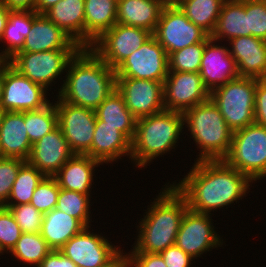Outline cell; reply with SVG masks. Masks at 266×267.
Listing matches in <instances>:
<instances>
[{
  "mask_svg": "<svg viewBox=\"0 0 266 267\" xmlns=\"http://www.w3.org/2000/svg\"><path fill=\"white\" fill-rule=\"evenodd\" d=\"M252 180L224 160H197L175 189L186 199L188 209L209 214L246 195Z\"/></svg>",
  "mask_w": 266,
  "mask_h": 267,
  "instance_id": "1",
  "label": "cell"
},
{
  "mask_svg": "<svg viewBox=\"0 0 266 267\" xmlns=\"http://www.w3.org/2000/svg\"><path fill=\"white\" fill-rule=\"evenodd\" d=\"M101 162L87 155L74 154L54 175L59 188L90 195L94 167Z\"/></svg>",
  "mask_w": 266,
  "mask_h": 267,
  "instance_id": "24",
  "label": "cell"
},
{
  "mask_svg": "<svg viewBox=\"0 0 266 267\" xmlns=\"http://www.w3.org/2000/svg\"><path fill=\"white\" fill-rule=\"evenodd\" d=\"M39 267H77V265L59 250H52L42 260Z\"/></svg>",
  "mask_w": 266,
  "mask_h": 267,
  "instance_id": "46",
  "label": "cell"
},
{
  "mask_svg": "<svg viewBox=\"0 0 266 267\" xmlns=\"http://www.w3.org/2000/svg\"><path fill=\"white\" fill-rule=\"evenodd\" d=\"M241 36H251V31H248L246 0H226L210 37L218 41L224 37L231 40Z\"/></svg>",
  "mask_w": 266,
  "mask_h": 267,
  "instance_id": "30",
  "label": "cell"
},
{
  "mask_svg": "<svg viewBox=\"0 0 266 267\" xmlns=\"http://www.w3.org/2000/svg\"><path fill=\"white\" fill-rule=\"evenodd\" d=\"M163 7H179L185 0H158Z\"/></svg>",
  "mask_w": 266,
  "mask_h": 267,
  "instance_id": "51",
  "label": "cell"
},
{
  "mask_svg": "<svg viewBox=\"0 0 266 267\" xmlns=\"http://www.w3.org/2000/svg\"><path fill=\"white\" fill-rule=\"evenodd\" d=\"M163 6L158 0H117V23L155 31Z\"/></svg>",
  "mask_w": 266,
  "mask_h": 267,
  "instance_id": "27",
  "label": "cell"
},
{
  "mask_svg": "<svg viewBox=\"0 0 266 267\" xmlns=\"http://www.w3.org/2000/svg\"><path fill=\"white\" fill-rule=\"evenodd\" d=\"M223 160L252 181L266 177V127L253 123L234 131Z\"/></svg>",
  "mask_w": 266,
  "mask_h": 267,
  "instance_id": "6",
  "label": "cell"
},
{
  "mask_svg": "<svg viewBox=\"0 0 266 267\" xmlns=\"http://www.w3.org/2000/svg\"><path fill=\"white\" fill-rule=\"evenodd\" d=\"M59 1L61 0H36L35 12L38 14H44Z\"/></svg>",
  "mask_w": 266,
  "mask_h": 267,
  "instance_id": "48",
  "label": "cell"
},
{
  "mask_svg": "<svg viewBox=\"0 0 266 267\" xmlns=\"http://www.w3.org/2000/svg\"><path fill=\"white\" fill-rule=\"evenodd\" d=\"M248 31L266 41V0H246Z\"/></svg>",
  "mask_w": 266,
  "mask_h": 267,
  "instance_id": "42",
  "label": "cell"
},
{
  "mask_svg": "<svg viewBox=\"0 0 266 267\" xmlns=\"http://www.w3.org/2000/svg\"><path fill=\"white\" fill-rule=\"evenodd\" d=\"M45 88L22 75L9 62L4 61V81L0 107L6 111H32L49 104Z\"/></svg>",
  "mask_w": 266,
  "mask_h": 267,
  "instance_id": "11",
  "label": "cell"
},
{
  "mask_svg": "<svg viewBox=\"0 0 266 267\" xmlns=\"http://www.w3.org/2000/svg\"><path fill=\"white\" fill-rule=\"evenodd\" d=\"M127 153L131 155V141L116 127L102 125V121L96 118L91 149L85 155L106 163Z\"/></svg>",
  "mask_w": 266,
  "mask_h": 267,
  "instance_id": "23",
  "label": "cell"
},
{
  "mask_svg": "<svg viewBox=\"0 0 266 267\" xmlns=\"http://www.w3.org/2000/svg\"><path fill=\"white\" fill-rule=\"evenodd\" d=\"M59 251L77 267H104L121 252L103 236L90 233L87 227L70 238Z\"/></svg>",
  "mask_w": 266,
  "mask_h": 267,
  "instance_id": "16",
  "label": "cell"
},
{
  "mask_svg": "<svg viewBox=\"0 0 266 267\" xmlns=\"http://www.w3.org/2000/svg\"><path fill=\"white\" fill-rule=\"evenodd\" d=\"M84 228L78 219L55 208L43 214L40 234L52 250H59Z\"/></svg>",
  "mask_w": 266,
  "mask_h": 267,
  "instance_id": "28",
  "label": "cell"
},
{
  "mask_svg": "<svg viewBox=\"0 0 266 267\" xmlns=\"http://www.w3.org/2000/svg\"><path fill=\"white\" fill-rule=\"evenodd\" d=\"M104 267H129L128 266V256L122 255L120 252L109 264Z\"/></svg>",
  "mask_w": 266,
  "mask_h": 267,
  "instance_id": "50",
  "label": "cell"
},
{
  "mask_svg": "<svg viewBox=\"0 0 266 267\" xmlns=\"http://www.w3.org/2000/svg\"><path fill=\"white\" fill-rule=\"evenodd\" d=\"M160 254L164 259L166 267H189L191 263L190 261L193 259L176 244L169 246Z\"/></svg>",
  "mask_w": 266,
  "mask_h": 267,
  "instance_id": "45",
  "label": "cell"
},
{
  "mask_svg": "<svg viewBox=\"0 0 266 267\" xmlns=\"http://www.w3.org/2000/svg\"><path fill=\"white\" fill-rule=\"evenodd\" d=\"M213 41L211 37L206 40L199 69L203 83L210 93L239 77L237 64L229 49L217 46Z\"/></svg>",
  "mask_w": 266,
  "mask_h": 267,
  "instance_id": "19",
  "label": "cell"
},
{
  "mask_svg": "<svg viewBox=\"0 0 266 267\" xmlns=\"http://www.w3.org/2000/svg\"><path fill=\"white\" fill-rule=\"evenodd\" d=\"M20 226L15 221L10 210L0 206V247L1 250H12L22 235Z\"/></svg>",
  "mask_w": 266,
  "mask_h": 267,
  "instance_id": "41",
  "label": "cell"
},
{
  "mask_svg": "<svg viewBox=\"0 0 266 267\" xmlns=\"http://www.w3.org/2000/svg\"><path fill=\"white\" fill-rule=\"evenodd\" d=\"M25 161L18 158H0V206L8 202L12 186L21 165Z\"/></svg>",
  "mask_w": 266,
  "mask_h": 267,
  "instance_id": "40",
  "label": "cell"
},
{
  "mask_svg": "<svg viewBox=\"0 0 266 267\" xmlns=\"http://www.w3.org/2000/svg\"><path fill=\"white\" fill-rule=\"evenodd\" d=\"M117 23V0H85L84 48Z\"/></svg>",
  "mask_w": 266,
  "mask_h": 267,
  "instance_id": "25",
  "label": "cell"
},
{
  "mask_svg": "<svg viewBox=\"0 0 266 267\" xmlns=\"http://www.w3.org/2000/svg\"><path fill=\"white\" fill-rule=\"evenodd\" d=\"M239 77L266 78V41L254 36H241L230 40Z\"/></svg>",
  "mask_w": 266,
  "mask_h": 267,
  "instance_id": "21",
  "label": "cell"
},
{
  "mask_svg": "<svg viewBox=\"0 0 266 267\" xmlns=\"http://www.w3.org/2000/svg\"><path fill=\"white\" fill-rule=\"evenodd\" d=\"M44 177L45 175L38 171L35 166L25 161L18 171L8 198V200L12 199V201H8L4 206H16L30 203L34 190ZM13 200H15L14 202L16 203H14Z\"/></svg>",
  "mask_w": 266,
  "mask_h": 267,
  "instance_id": "33",
  "label": "cell"
},
{
  "mask_svg": "<svg viewBox=\"0 0 266 267\" xmlns=\"http://www.w3.org/2000/svg\"><path fill=\"white\" fill-rule=\"evenodd\" d=\"M127 256L129 267H166L160 253L132 252Z\"/></svg>",
  "mask_w": 266,
  "mask_h": 267,
  "instance_id": "44",
  "label": "cell"
},
{
  "mask_svg": "<svg viewBox=\"0 0 266 267\" xmlns=\"http://www.w3.org/2000/svg\"><path fill=\"white\" fill-rule=\"evenodd\" d=\"M89 201V195L60 188L56 209L78 219L89 228Z\"/></svg>",
  "mask_w": 266,
  "mask_h": 267,
  "instance_id": "36",
  "label": "cell"
},
{
  "mask_svg": "<svg viewBox=\"0 0 266 267\" xmlns=\"http://www.w3.org/2000/svg\"><path fill=\"white\" fill-rule=\"evenodd\" d=\"M10 210L23 233H40L43 214L30 203L4 206Z\"/></svg>",
  "mask_w": 266,
  "mask_h": 267,
  "instance_id": "39",
  "label": "cell"
},
{
  "mask_svg": "<svg viewBox=\"0 0 266 267\" xmlns=\"http://www.w3.org/2000/svg\"><path fill=\"white\" fill-rule=\"evenodd\" d=\"M32 144L29 140L24 112H5L0 126V148L2 157L18 158L26 161Z\"/></svg>",
  "mask_w": 266,
  "mask_h": 267,
  "instance_id": "22",
  "label": "cell"
},
{
  "mask_svg": "<svg viewBox=\"0 0 266 267\" xmlns=\"http://www.w3.org/2000/svg\"><path fill=\"white\" fill-rule=\"evenodd\" d=\"M155 199L140 222V234L133 252L161 253L174 245L180 223L188 209L186 199L173 185Z\"/></svg>",
  "mask_w": 266,
  "mask_h": 267,
  "instance_id": "3",
  "label": "cell"
},
{
  "mask_svg": "<svg viewBox=\"0 0 266 267\" xmlns=\"http://www.w3.org/2000/svg\"><path fill=\"white\" fill-rule=\"evenodd\" d=\"M209 218V214L189 209L182 217L175 244L192 258L199 257L209 251V248L217 247L221 243Z\"/></svg>",
  "mask_w": 266,
  "mask_h": 267,
  "instance_id": "17",
  "label": "cell"
},
{
  "mask_svg": "<svg viewBox=\"0 0 266 267\" xmlns=\"http://www.w3.org/2000/svg\"><path fill=\"white\" fill-rule=\"evenodd\" d=\"M52 251L40 233H22L10 251L24 263L40 266L42 260Z\"/></svg>",
  "mask_w": 266,
  "mask_h": 267,
  "instance_id": "35",
  "label": "cell"
},
{
  "mask_svg": "<svg viewBox=\"0 0 266 267\" xmlns=\"http://www.w3.org/2000/svg\"><path fill=\"white\" fill-rule=\"evenodd\" d=\"M152 35L165 49L168 56L187 46L206 42L210 37L190 21L179 7H163Z\"/></svg>",
  "mask_w": 266,
  "mask_h": 267,
  "instance_id": "9",
  "label": "cell"
},
{
  "mask_svg": "<svg viewBox=\"0 0 266 267\" xmlns=\"http://www.w3.org/2000/svg\"><path fill=\"white\" fill-rule=\"evenodd\" d=\"M254 123L266 127V78L256 79Z\"/></svg>",
  "mask_w": 266,
  "mask_h": 267,
  "instance_id": "43",
  "label": "cell"
},
{
  "mask_svg": "<svg viewBox=\"0 0 266 267\" xmlns=\"http://www.w3.org/2000/svg\"><path fill=\"white\" fill-rule=\"evenodd\" d=\"M73 155L62 130L57 126L32 145L26 161L45 176H54Z\"/></svg>",
  "mask_w": 266,
  "mask_h": 267,
  "instance_id": "18",
  "label": "cell"
},
{
  "mask_svg": "<svg viewBox=\"0 0 266 267\" xmlns=\"http://www.w3.org/2000/svg\"><path fill=\"white\" fill-rule=\"evenodd\" d=\"M44 15L84 48L85 0H61Z\"/></svg>",
  "mask_w": 266,
  "mask_h": 267,
  "instance_id": "26",
  "label": "cell"
},
{
  "mask_svg": "<svg viewBox=\"0 0 266 267\" xmlns=\"http://www.w3.org/2000/svg\"><path fill=\"white\" fill-rule=\"evenodd\" d=\"M255 89L256 79L238 77L210 93L232 131L254 123Z\"/></svg>",
  "mask_w": 266,
  "mask_h": 267,
  "instance_id": "7",
  "label": "cell"
},
{
  "mask_svg": "<svg viewBox=\"0 0 266 267\" xmlns=\"http://www.w3.org/2000/svg\"><path fill=\"white\" fill-rule=\"evenodd\" d=\"M10 11H35L36 0H0Z\"/></svg>",
  "mask_w": 266,
  "mask_h": 267,
  "instance_id": "47",
  "label": "cell"
},
{
  "mask_svg": "<svg viewBox=\"0 0 266 267\" xmlns=\"http://www.w3.org/2000/svg\"><path fill=\"white\" fill-rule=\"evenodd\" d=\"M67 68L58 99L71 105L95 110L116 88L115 70L91 48H81Z\"/></svg>",
  "mask_w": 266,
  "mask_h": 267,
  "instance_id": "2",
  "label": "cell"
},
{
  "mask_svg": "<svg viewBox=\"0 0 266 267\" xmlns=\"http://www.w3.org/2000/svg\"><path fill=\"white\" fill-rule=\"evenodd\" d=\"M5 112L1 107H0V126L2 125L3 117L5 115Z\"/></svg>",
  "mask_w": 266,
  "mask_h": 267,
  "instance_id": "53",
  "label": "cell"
},
{
  "mask_svg": "<svg viewBox=\"0 0 266 267\" xmlns=\"http://www.w3.org/2000/svg\"><path fill=\"white\" fill-rule=\"evenodd\" d=\"M151 36L152 33L146 29L116 23L94 41L90 48L115 70Z\"/></svg>",
  "mask_w": 266,
  "mask_h": 267,
  "instance_id": "10",
  "label": "cell"
},
{
  "mask_svg": "<svg viewBox=\"0 0 266 267\" xmlns=\"http://www.w3.org/2000/svg\"><path fill=\"white\" fill-rule=\"evenodd\" d=\"M10 10L0 1V40L3 37Z\"/></svg>",
  "mask_w": 266,
  "mask_h": 267,
  "instance_id": "49",
  "label": "cell"
},
{
  "mask_svg": "<svg viewBox=\"0 0 266 267\" xmlns=\"http://www.w3.org/2000/svg\"><path fill=\"white\" fill-rule=\"evenodd\" d=\"M183 113L164 110L151 116L137 119L131 159L137 166H146L154 157L167 152L178 141L183 129Z\"/></svg>",
  "mask_w": 266,
  "mask_h": 267,
  "instance_id": "4",
  "label": "cell"
},
{
  "mask_svg": "<svg viewBox=\"0 0 266 267\" xmlns=\"http://www.w3.org/2000/svg\"><path fill=\"white\" fill-rule=\"evenodd\" d=\"M205 42L196 43L172 52L168 56L169 71L199 72Z\"/></svg>",
  "mask_w": 266,
  "mask_h": 267,
  "instance_id": "37",
  "label": "cell"
},
{
  "mask_svg": "<svg viewBox=\"0 0 266 267\" xmlns=\"http://www.w3.org/2000/svg\"><path fill=\"white\" fill-rule=\"evenodd\" d=\"M163 94L165 110L180 113L210 98L199 72L169 71L163 83Z\"/></svg>",
  "mask_w": 266,
  "mask_h": 267,
  "instance_id": "15",
  "label": "cell"
},
{
  "mask_svg": "<svg viewBox=\"0 0 266 267\" xmlns=\"http://www.w3.org/2000/svg\"><path fill=\"white\" fill-rule=\"evenodd\" d=\"M33 22V11H10L2 39L9 43L1 54L0 60L8 61L24 44V38L30 33Z\"/></svg>",
  "mask_w": 266,
  "mask_h": 267,
  "instance_id": "31",
  "label": "cell"
},
{
  "mask_svg": "<svg viewBox=\"0 0 266 267\" xmlns=\"http://www.w3.org/2000/svg\"><path fill=\"white\" fill-rule=\"evenodd\" d=\"M163 83L155 80L116 77V89L136 119L165 110Z\"/></svg>",
  "mask_w": 266,
  "mask_h": 267,
  "instance_id": "14",
  "label": "cell"
},
{
  "mask_svg": "<svg viewBox=\"0 0 266 267\" xmlns=\"http://www.w3.org/2000/svg\"><path fill=\"white\" fill-rule=\"evenodd\" d=\"M96 118L102 125H111L122 132L130 141L133 140L137 119L125 105L123 96L115 88L110 95L95 109Z\"/></svg>",
  "mask_w": 266,
  "mask_h": 267,
  "instance_id": "29",
  "label": "cell"
},
{
  "mask_svg": "<svg viewBox=\"0 0 266 267\" xmlns=\"http://www.w3.org/2000/svg\"><path fill=\"white\" fill-rule=\"evenodd\" d=\"M169 72L168 54L152 35L116 69V77L164 82Z\"/></svg>",
  "mask_w": 266,
  "mask_h": 267,
  "instance_id": "12",
  "label": "cell"
},
{
  "mask_svg": "<svg viewBox=\"0 0 266 267\" xmlns=\"http://www.w3.org/2000/svg\"><path fill=\"white\" fill-rule=\"evenodd\" d=\"M58 126L74 154L85 155L92 145L95 133V110L74 106L61 99L55 103Z\"/></svg>",
  "mask_w": 266,
  "mask_h": 267,
  "instance_id": "13",
  "label": "cell"
},
{
  "mask_svg": "<svg viewBox=\"0 0 266 267\" xmlns=\"http://www.w3.org/2000/svg\"><path fill=\"white\" fill-rule=\"evenodd\" d=\"M3 81H4V61L0 60V101L2 98Z\"/></svg>",
  "mask_w": 266,
  "mask_h": 267,
  "instance_id": "52",
  "label": "cell"
},
{
  "mask_svg": "<svg viewBox=\"0 0 266 267\" xmlns=\"http://www.w3.org/2000/svg\"><path fill=\"white\" fill-rule=\"evenodd\" d=\"M80 49H57L42 52H17L8 62L32 82L48 85L68 67Z\"/></svg>",
  "mask_w": 266,
  "mask_h": 267,
  "instance_id": "8",
  "label": "cell"
},
{
  "mask_svg": "<svg viewBox=\"0 0 266 267\" xmlns=\"http://www.w3.org/2000/svg\"><path fill=\"white\" fill-rule=\"evenodd\" d=\"M226 0H185L180 10L209 36L213 33Z\"/></svg>",
  "mask_w": 266,
  "mask_h": 267,
  "instance_id": "32",
  "label": "cell"
},
{
  "mask_svg": "<svg viewBox=\"0 0 266 267\" xmlns=\"http://www.w3.org/2000/svg\"><path fill=\"white\" fill-rule=\"evenodd\" d=\"M59 185L54 176H45L34 190L30 204L42 214L56 208L59 196Z\"/></svg>",
  "mask_w": 266,
  "mask_h": 267,
  "instance_id": "38",
  "label": "cell"
},
{
  "mask_svg": "<svg viewBox=\"0 0 266 267\" xmlns=\"http://www.w3.org/2000/svg\"><path fill=\"white\" fill-rule=\"evenodd\" d=\"M183 116L201 149L197 160H223L228 155L234 131L211 98L185 111Z\"/></svg>",
  "mask_w": 266,
  "mask_h": 267,
  "instance_id": "5",
  "label": "cell"
},
{
  "mask_svg": "<svg viewBox=\"0 0 266 267\" xmlns=\"http://www.w3.org/2000/svg\"><path fill=\"white\" fill-rule=\"evenodd\" d=\"M24 122L29 140L33 145L58 126L56 106L49 103L38 110L24 111Z\"/></svg>",
  "mask_w": 266,
  "mask_h": 267,
  "instance_id": "34",
  "label": "cell"
},
{
  "mask_svg": "<svg viewBox=\"0 0 266 267\" xmlns=\"http://www.w3.org/2000/svg\"><path fill=\"white\" fill-rule=\"evenodd\" d=\"M57 49H81V47L44 14L33 11L30 33L24 38L23 47L18 52H42Z\"/></svg>",
  "mask_w": 266,
  "mask_h": 267,
  "instance_id": "20",
  "label": "cell"
}]
</instances>
